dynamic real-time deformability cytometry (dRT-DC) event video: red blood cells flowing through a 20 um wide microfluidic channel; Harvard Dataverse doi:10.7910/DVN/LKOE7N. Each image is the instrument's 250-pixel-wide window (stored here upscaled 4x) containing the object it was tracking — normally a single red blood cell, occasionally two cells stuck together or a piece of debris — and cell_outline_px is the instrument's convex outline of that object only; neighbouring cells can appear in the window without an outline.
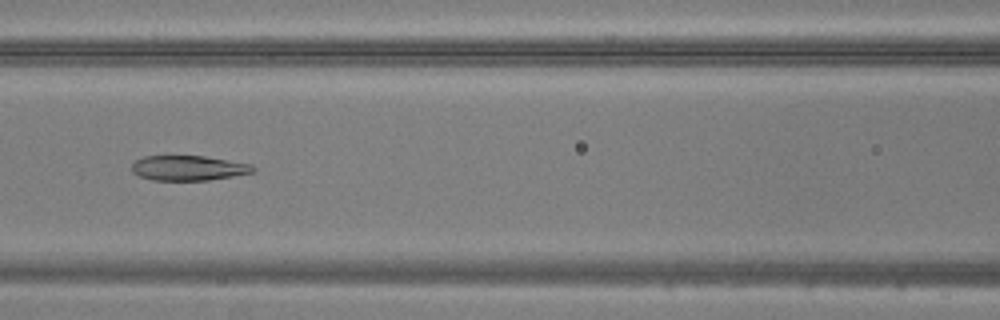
{"species": "common noctule bat (a hibernating species)", "species_latin": "Nyctalus noctula", "temperature_condition": "warm", "stored_images_in_passage": 47, "camera_frame_rate_fps": 3000, "um_per_image_px": 0.085, "animal": {"sex": "male", "body_mass_g": 20.5, "forearm_length_mm": 52.5}, "frame": {"image": 1, "passage_image": 20, "time_ms": 6.333, "image_size_px": [1000, 320], "cell_outline_px": [[256, 172], [208, 180], [152, 180], [140, 176], [132, 172], [132, 164], [136, 160], [144, 156], [204, 156], [252, 164], [256, 168]], "centroid_in_image_um": [16.04, 14.28], "position_along_channel_um": 150.6, "area_um2": 17.63}}
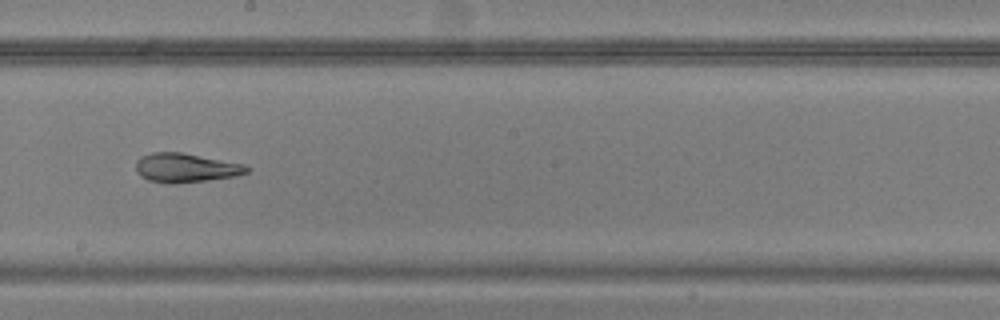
{"frame": {"image": 2, "passage_image": 26, "time_ms": 8.333, "image_size_px": [1000, 320], "cell_outline_px": [[248, 172], [236, 176], [208, 180], [176, 184], [168, 184], [148, 180], [140, 176], [136, 172], [136, 160], [140, 156], [152, 152], [180, 152], [244, 164], [248, 168]], "centroid_in_image_um": [15.73, 14.27], "position_along_channel_um": 232.5, "area_um2": 18.9}}
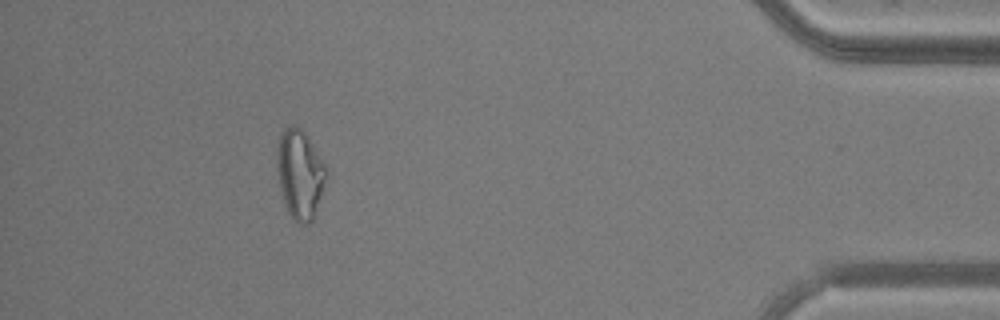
{"frame": {"image": 3, "passage_image": 43, "time_ms": 14.0, "image_size_px": [1000, 320], "cell_outline_px": [[324, 180], [320, 196], [312, 220], [308, 224], [300, 224], [288, 212], [284, 204], [280, 184], [276, 152], [280, 132], [284, 128], [292, 124], [296, 124], [308, 136], [324, 164]], "centroid_in_image_um": [25.45, 14.74], "position_along_channel_um": 409.8, "area_um2": 24.85}}